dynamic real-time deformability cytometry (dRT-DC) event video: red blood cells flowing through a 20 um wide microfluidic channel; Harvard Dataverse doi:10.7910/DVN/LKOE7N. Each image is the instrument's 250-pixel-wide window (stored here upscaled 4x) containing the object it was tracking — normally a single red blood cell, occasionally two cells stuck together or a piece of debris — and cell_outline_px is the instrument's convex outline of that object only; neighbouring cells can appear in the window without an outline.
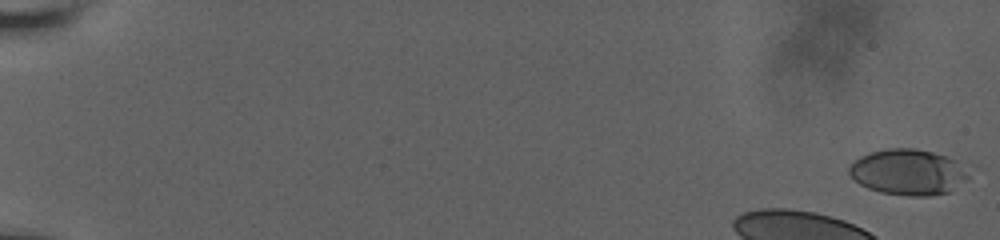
{"species": "human", "species_latin": "Homo sapiens", "temperature_condition": "room temperature", "stored_images_in_passage": 20, "camera_frame_rate_fps": 3000, "um_per_image_px": 0.085, "donor": {"sex": "male"}, "frame": {"image": 1, "passage_image": 1, "time_ms": 0.0, "image_size_px": [1000, 240], "cell_outline_px": [[968, 180], [948, 192], [932, 196], [908, 196], [880, 192], [868, 188], [860, 184], [848, 172], [848, 168], [860, 156], [872, 152], [888, 148], [912, 148], [932, 152], [944, 156], [968, 168]], "centroid_in_image_um": [77.2, 14.64], "position_along_channel_um": 7.8, "area_um2": 31.67}}
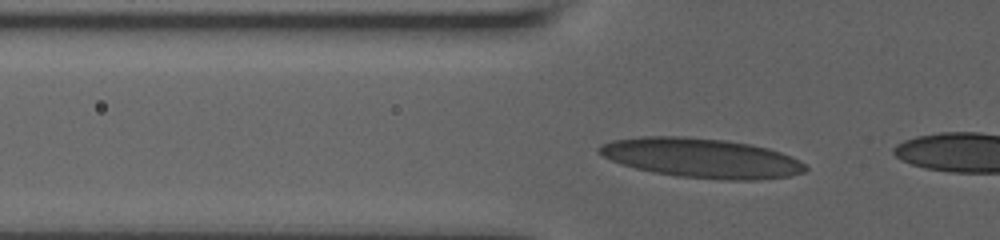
{"frame": {"image": 2, "passage_image": 18, "time_ms": 5.667, "image_size_px": [1000, 240], "cell_outline_px": [[808, 168], [804, 172], [788, 176], [760, 180], [724, 180], [676, 176], [652, 172], [636, 168], [612, 160], [596, 152], [596, 148], [600, 144], [612, 140], [640, 136], [676, 136], [724, 140], [748, 144], [768, 148], [780, 152], [800, 160]], "centroid_in_image_um": [59.6, 13.43], "position_along_channel_um": 66.2, "area_um2": 47.45}}